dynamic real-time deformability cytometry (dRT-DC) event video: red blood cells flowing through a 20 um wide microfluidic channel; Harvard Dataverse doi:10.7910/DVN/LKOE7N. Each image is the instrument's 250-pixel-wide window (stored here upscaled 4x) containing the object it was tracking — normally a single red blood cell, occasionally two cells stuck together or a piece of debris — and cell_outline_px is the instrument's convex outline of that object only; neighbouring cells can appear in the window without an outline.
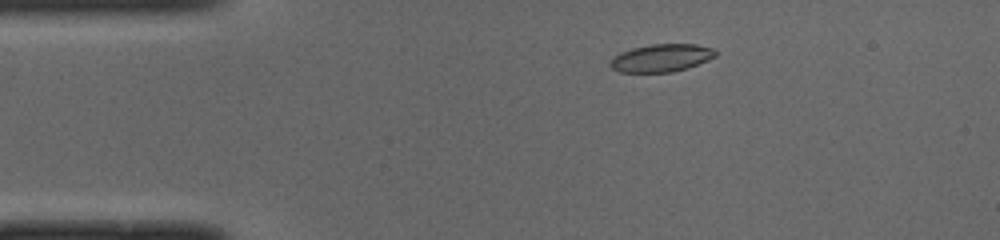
{"species": "common noctule bat (a hibernating species)", "species_latin": "Nyctalus noctula", "temperature_condition": "cold", "stored_images_in_passage": 42, "camera_frame_rate_fps": 3000, "um_per_image_px": 0.085, "animal": {"sex": "male", "body_mass_g": 19.0, "forearm_length_mm": 50.8}, "frame": {"image": 1, "passage_image": 1, "time_ms": 0.0, "image_size_px": [1000, 240], "cell_outline_px": [[716, 56], [708, 60], [688, 68], [672, 72], [620, 72], [612, 68], [608, 64], [620, 52], [632, 48], [652, 44], [696, 44], [712, 48], [716, 52]], "centroid_in_image_um": [56.23, 4.93], "position_along_channel_um": 28.8, "area_um2": 16.94}}
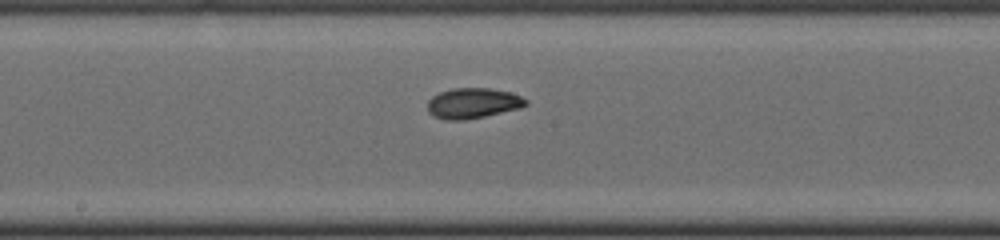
{"frame": {"image": 2, "passage_image": 18, "time_ms": 5.667, "image_size_px": [1000, 240], "cell_outline_px": [[528, 104], [520, 108], [484, 116], [464, 120], [448, 120], [436, 116], [428, 112], [428, 100], [432, 96], [440, 92], [452, 88], [492, 88], [508, 92], [520, 96], [528, 100]], "centroid_in_image_um": [40.2, 8.76], "position_along_channel_um": 208.0, "area_um2": 17.28}}
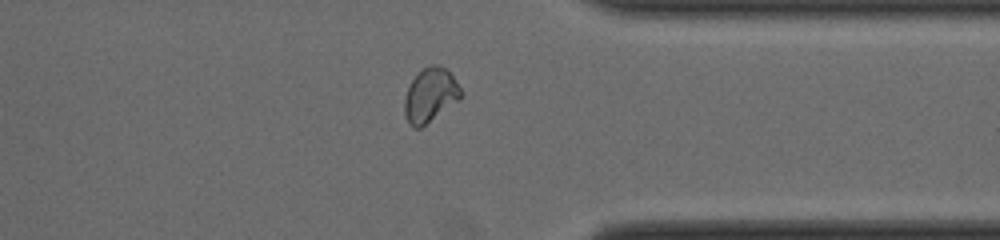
{"frame": {"image": 3, "passage_image": 31, "time_ms": 10.0, "image_size_px": [1000, 240], "cell_outline_px": [[464, 92], [460, 100], [420, 128], [412, 128], [408, 124], [404, 112], [404, 100], [408, 84], [424, 68], [432, 64], [440, 64], [456, 80]], "centroid_in_image_um": [36.58, 8.1], "position_along_channel_um": 374.8, "area_um2": 17.92}, "authors_computed_cell_mechanics": {"area_um2": 17.5134, "velocity_mm_per_s": 3.9875, "shape_relaxation_time_tau1_ms": null, "shape_relaxation_time_tau2_ms": 1.7789, "deformation_change_tau1": null, "deformation_change_tau2": 0.0514}}